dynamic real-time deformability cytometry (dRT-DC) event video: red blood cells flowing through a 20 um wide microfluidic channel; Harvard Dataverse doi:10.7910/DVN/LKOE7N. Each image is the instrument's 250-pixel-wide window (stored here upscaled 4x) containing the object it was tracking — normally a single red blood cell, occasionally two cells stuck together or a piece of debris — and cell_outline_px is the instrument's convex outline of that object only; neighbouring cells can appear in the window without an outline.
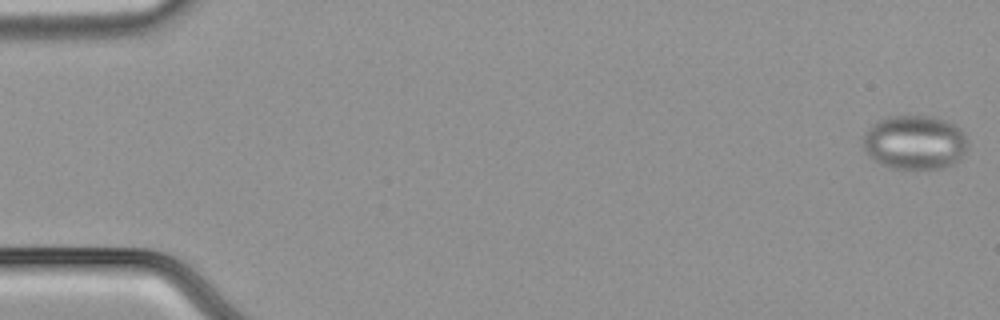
{"species": "common noctule bat (a hibernating species)", "species_latin": "Nyctalus noctula", "temperature_condition": "cold", "stored_images_in_passage": 15, "camera_frame_rate_fps": 3000, "um_per_image_px": 0.085, "animal": {"sex": "male", "body_mass_g": 21.5, "forearm_length_mm": 52.0}, "frame": {"image": 1, "passage_image": 1, "time_ms": 0.0, "image_size_px": [1000, 320], "cell_outline_px": [[968, 148], [964, 156], [960, 160], [944, 168], [892, 168], [880, 164], [868, 156], [864, 148], [860, 136], [872, 124], [888, 116], [932, 116], [944, 120], [960, 128], [968, 144]], "centroid_in_image_um": [77.73, 12.1], "position_along_channel_um": 7.3, "area_um2": 33.35}}